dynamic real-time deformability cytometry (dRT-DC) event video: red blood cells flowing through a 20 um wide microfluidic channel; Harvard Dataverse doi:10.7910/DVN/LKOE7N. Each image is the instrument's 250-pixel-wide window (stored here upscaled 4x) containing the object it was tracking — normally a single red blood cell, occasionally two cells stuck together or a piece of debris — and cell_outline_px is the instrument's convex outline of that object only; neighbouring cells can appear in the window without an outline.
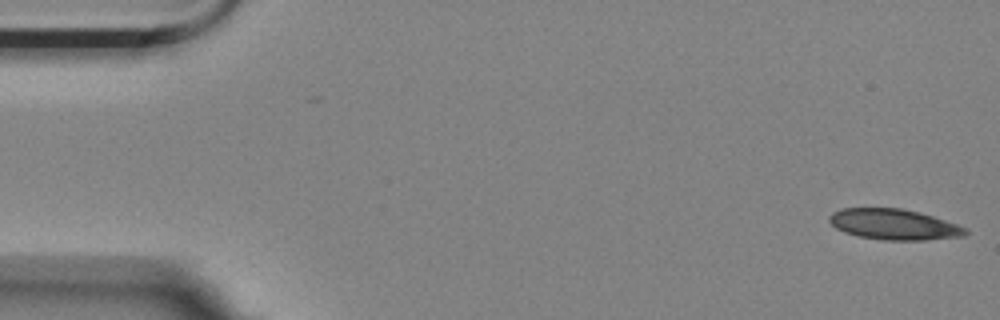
{"species": "Egyptian fruit bat (a non-hibernating species)", "species_latin": "Rousettus aegyptiacus", "temperature_condition": "room temperature", "stored_images_in_passage": 4, "camera_frame_rate_fps": 3000, "um_per_image_px": 0.085, "animal": {"sex": "female"}, "frame": {"image": 1, "passage_image": 1, "time_ms": 0.0, "image_size_px": [1000, 320], "cell_outline_px": [[968, 232], [964, 236], [924, 240], [884, 240], [860, 236], [844, 232], [836, 228], [828, 220], [828, 216], [832, 212], [840, 208], [900, 208], [920, 212], [968, 228]], "centroid_in_image_um": [75.97, 19.07], "position_along_channel_um": 9.0, "area_um2": 24.33}}
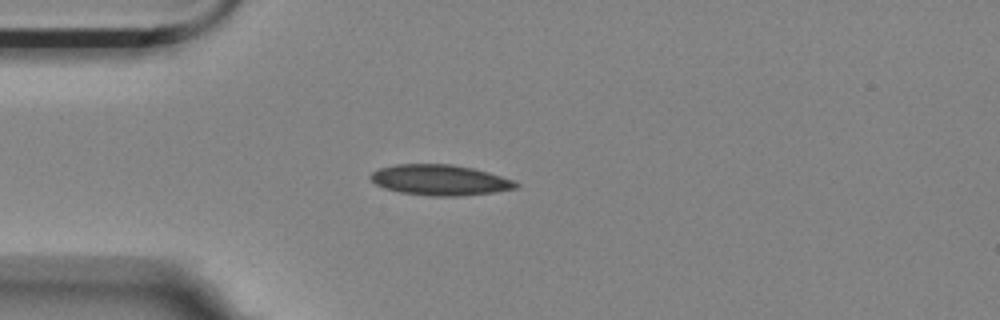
{"frame": {"image": 2, "passage_image": 4, "time_ms": 1.0, "image_size_px": [1000, 320], "cell_outline_px": [[520, 184], [516, 188], [496, 192], [460, 196], [432, 196], [400, 192], [384, 188], [376, 184], [368, 176], [372, 172], [380, 168], [396, 164], [452, 164], [472, 168], [488, 172], [512, 180]], "centroid_in_image_um": [37.38, 15.3], "position_along_channel_um": 47.6, "area_um2": 25.84}}